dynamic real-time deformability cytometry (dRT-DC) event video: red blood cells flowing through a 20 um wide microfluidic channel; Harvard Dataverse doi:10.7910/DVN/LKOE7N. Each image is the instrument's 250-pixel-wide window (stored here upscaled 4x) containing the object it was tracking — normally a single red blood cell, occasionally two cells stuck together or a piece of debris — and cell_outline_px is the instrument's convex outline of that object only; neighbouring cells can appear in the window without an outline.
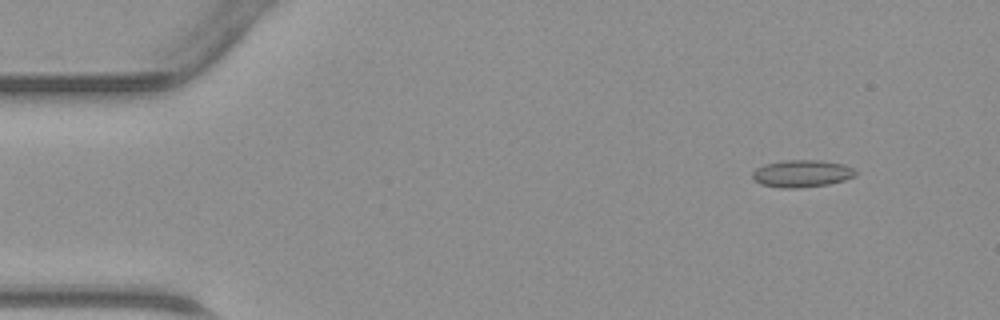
{"species": "common noctule bat (a hibernating species)", "species_latin": "Nyctalus noctula", "temperature_condition": "warm", "stored_images_in_passage": 44, "camera_frame_rate_fps": 3000, "um_per_image_px": 0.085, "animal": {"sex": "male", "body_mass_g": 23.1, "forearm_length_mm": 52.7}, "frame": {"image": 1, "passage_image": 3, "time_ms": 0.667, "image_size_px": [1000, 320], "cell_outline_px": [[856, 176], [844, 180], [828, 184], [800, 188], [784, 188], [760, 184], [752, 180], [752, 172], [756, 168], [764, 164], [784, 160], [820, 160], [844, 164], [852, 168], [856, 172]], "centroid_in_image_um": [68.13, 14.75], "position_along_channel_um": 16.9, "area_um2": 16.47}}
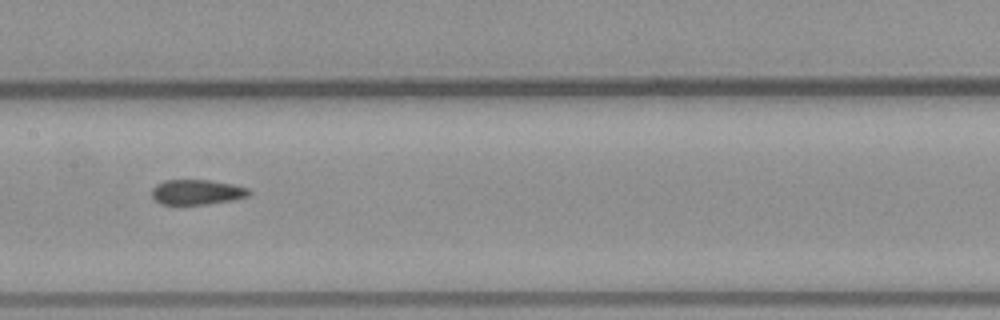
{"frame": {"image": 2, "passage_image": 21, "time_ms": 6.667, "image_size_px": [1000, 320], "cell_outline_px": [[252, 192], [248, 196], [232, 200], [204, 204], [160, 204], [152, 196], [152, 188], [156, 184], [164, 180], [208, 180], [232, 184], [248, 188]], "centroid_in_image_um": [16.73, 16.32], "position_along_channel_um": 190.7, "area_um2": 14.1}}
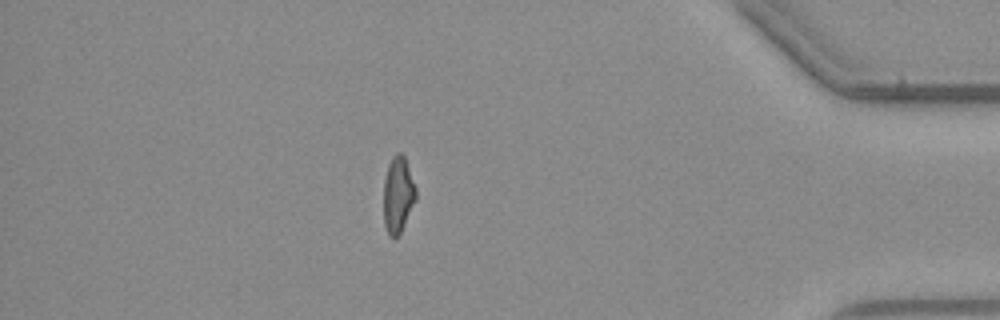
{"frame": {"image": 3, "passage_image": 38, "time_ms": 12.333, "image_size_px": [1000, 320], "cell_outline_px": [[416, 200], [400, 232], [396, 236], [388, 236], [384, 224], [384, 180], [388, 164], [392, 156], [396, 152], [400, 152], [404, 156], [416, 188]], "centroid_in_image_um": [33.82, 16.52], "position_along_channel_um": 401.4, "area_um2": 14.22}}